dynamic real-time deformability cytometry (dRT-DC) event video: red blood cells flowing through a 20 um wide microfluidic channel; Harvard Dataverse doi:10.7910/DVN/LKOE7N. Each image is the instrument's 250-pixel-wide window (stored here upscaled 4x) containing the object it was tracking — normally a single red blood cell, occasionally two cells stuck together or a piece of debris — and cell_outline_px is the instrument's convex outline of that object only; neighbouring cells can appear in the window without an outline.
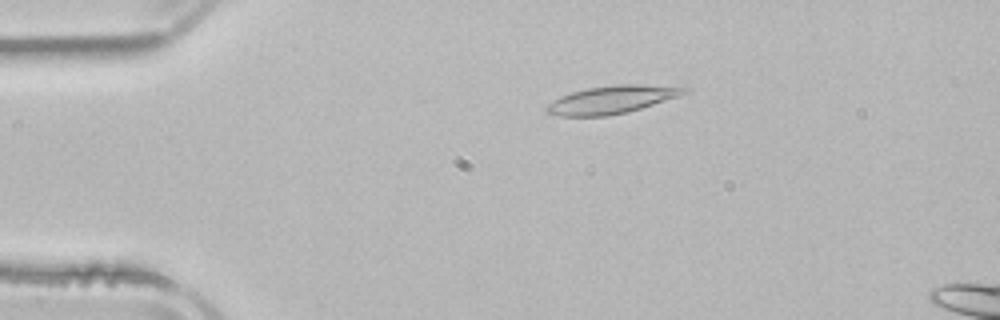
{"species": "common noctule bat (a hibernating species)", "species_latin": "Nyctalus noctula", "temperature_condition": "room temperature", "stored_images_in_passage": 2, "camera_frame_rate_fps": 3000, "um_per_image_px": 0.085, "animal": {"sex": "male", "body_mass_g": 21.5, "forearm_length_mm": 52.0}, "frame": {"image": 1, "passage_image": 1, "time_ms": 0.0, "image_size_px": [1000, 320], "cell_outline_px": [[688, 92], [628, 112], [608, 116], [560, 116], [544, 112], [544, 108], [548, 104], [560, 96], [572, 92], [588, 88], [616, 84], [640, 84], [688, 88]], "centroid_in_image_um": [51.92, 8.48], "position_along_channel_um": 33.1, "area_um2": 22.02}}